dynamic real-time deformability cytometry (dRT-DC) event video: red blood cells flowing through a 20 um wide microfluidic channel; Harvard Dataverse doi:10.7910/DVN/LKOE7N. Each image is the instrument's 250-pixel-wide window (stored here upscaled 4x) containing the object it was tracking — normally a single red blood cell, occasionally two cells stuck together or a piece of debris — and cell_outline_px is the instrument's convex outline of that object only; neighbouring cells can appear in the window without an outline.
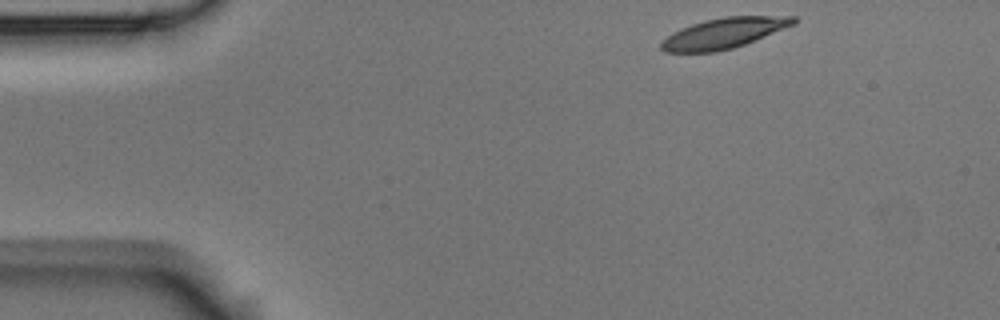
{"species": "Egyptian fruit bat (a non-hibernating species)", "species_latin": "Rousettus aegyptiacus", "temperature_condition": "room temperature", "stored_images_in_passage": 3, "camera_frame_rate_fps": 3000, "um_per_image_px": 0.085, "animal": {"sex": "male"}, "frame": {"image": 1, "passage_image": 1, "time_ms": 0.0, "image_size_px": [1000, 320], "cell_outline_px": [[796, 24], [744, 44], [732, 48], [716, 52], [664, 52], [660, 48], [660, 44], [672, 32], [692, 24], [704, 20], [724, 16], [796, 16]], "centroid_in_image_um": [61.53, 2.81], "position_along_channel_um": 23.5, "area_um2": 23.35}}